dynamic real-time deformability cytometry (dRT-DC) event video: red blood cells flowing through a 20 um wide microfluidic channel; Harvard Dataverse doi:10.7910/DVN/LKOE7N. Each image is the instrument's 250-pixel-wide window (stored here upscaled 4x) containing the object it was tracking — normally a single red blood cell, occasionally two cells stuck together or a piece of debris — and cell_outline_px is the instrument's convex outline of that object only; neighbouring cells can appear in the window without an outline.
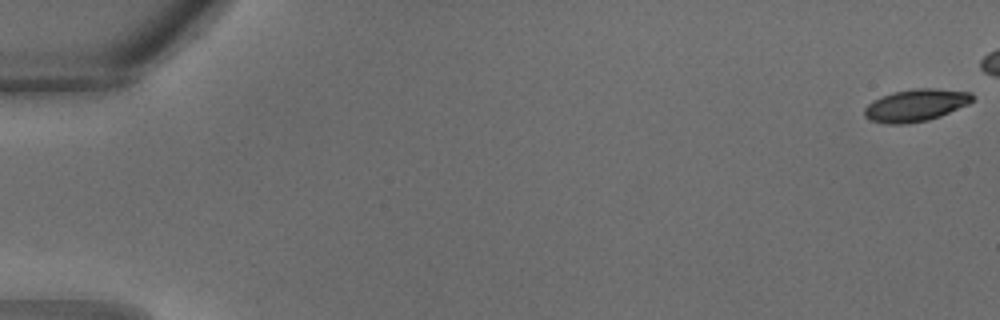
{"species": "common noctule bat (a hibernating species)", "species_latin": "Nyctalus noctula", "temperature_condition": "warm", "stored_images_in_passage": 12, "camera_frame_rate_fps": 3000, "um_per_image_px": 0.085, "animal": {"sex": "male", "body_mass_g": 18.8}, "frame": {"image": 1, "passage_image": 1, "time_ms": 0.0, "image_size_px": [1000, 320], "cell_outline_px": [[976, 96], [968, 104], [940, 116], [928, 120], [908, 124], [888, 124], [868, 120], [864, 116], [864, 108], [872, 100], [892, 92], [916, 88], [936, 88], [972, 92]], "centroid_in_image_um": [77.83, 8.94], "position_along_channel_um": 7.2, "area_um2": 20.52}}